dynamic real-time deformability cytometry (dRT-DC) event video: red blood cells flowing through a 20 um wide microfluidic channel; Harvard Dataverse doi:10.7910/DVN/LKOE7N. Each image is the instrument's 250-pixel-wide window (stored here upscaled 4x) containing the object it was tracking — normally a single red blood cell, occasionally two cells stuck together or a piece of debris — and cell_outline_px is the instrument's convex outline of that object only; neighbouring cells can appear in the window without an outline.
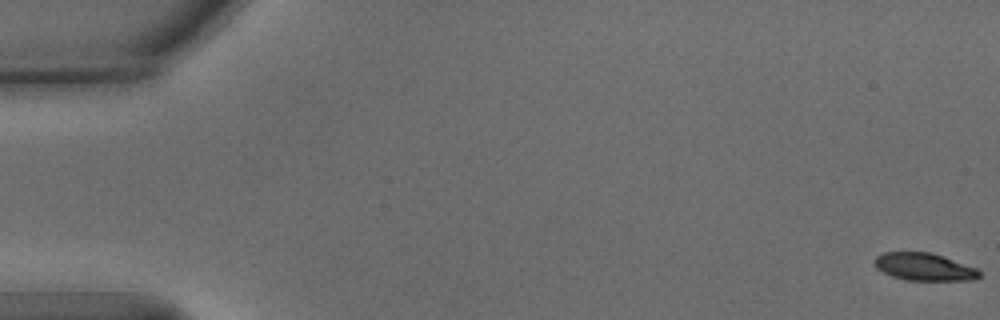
{"species": "common noctule bat (a hibernating species)", "species_latin": "Nyctalus noctula", "temperature_condition": "warm", "stored_images_in_passage": 54, "camera_frame_rate_fps": 3000, "um_per_image_px": 0.085, "animal": {"sex": "male", "body_mass_g": 15.6}, "frame": {"image": 1, "passage_image": 1, "time_ms": 0.0, "image_size_px": [1000, 320], "cell_outline_px": [[980, 276], [972, 280], [904, 280], [892, 276], [876, 268], [876, 256], [884, 252], [932, 252], [944, 256], [976, 268], [980, 272]], "centroid_in_image_um": [78.56, 22.68], "position_along_channel_um": 6.4, "area_um2": 16.7}}
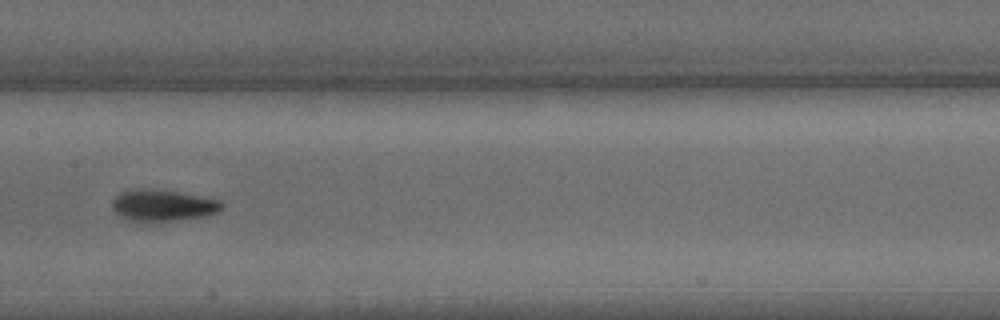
{"frame": {"image": 2, "passage_image": 28, "time_ms": 9.0, "image_size_px": [1000, 320], "cell_outline_px": [[224, 208], [220, 212], [204, 216], [176, 220], [124, 220], [112, 208], [112, 200], [120, 192], [136, 188], [148, 188], [180, 192], [220, 200], [224, 204]], "centroid_in_image_um": [13.86, 17.43], "position_along_channel_um": 193.5, "area_um2": 20.11}}
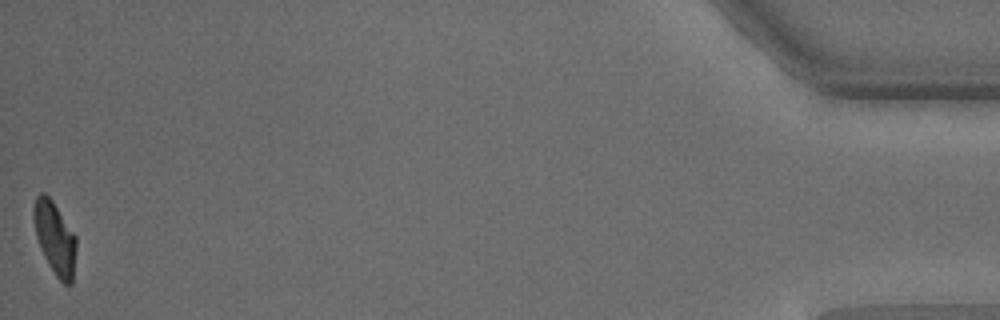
{"frame": {"image": 3, "passage_image": 54, "time_ms": 17.667, "image_size_px": [1000, 320], "cell_outline_px": [[76, 248], [72, 284], [64, 284], [56, 276], [48, 264], [44, 256], [36, 236], [32, 220], [32, 208], [36, 196], [40, 192], [44, 192], [52, 200], [76, 236]], "centroid_in_image_um": [4.64, 20.2], "position_along_channel_um": 430.6, "area_um2": 18.09}, "authors_computed_cell_mechanics": {"area_um2": 18.9584, "velocity_mm_per_s": 3.8204, "shape_relaxation_time_tau1_ms": 2.6356, "shape_relaxation_time_tau2_ms": 1.5475, "deformation_change_tau1": 0.1509, "deformation_change_tau2": 0.0732}}